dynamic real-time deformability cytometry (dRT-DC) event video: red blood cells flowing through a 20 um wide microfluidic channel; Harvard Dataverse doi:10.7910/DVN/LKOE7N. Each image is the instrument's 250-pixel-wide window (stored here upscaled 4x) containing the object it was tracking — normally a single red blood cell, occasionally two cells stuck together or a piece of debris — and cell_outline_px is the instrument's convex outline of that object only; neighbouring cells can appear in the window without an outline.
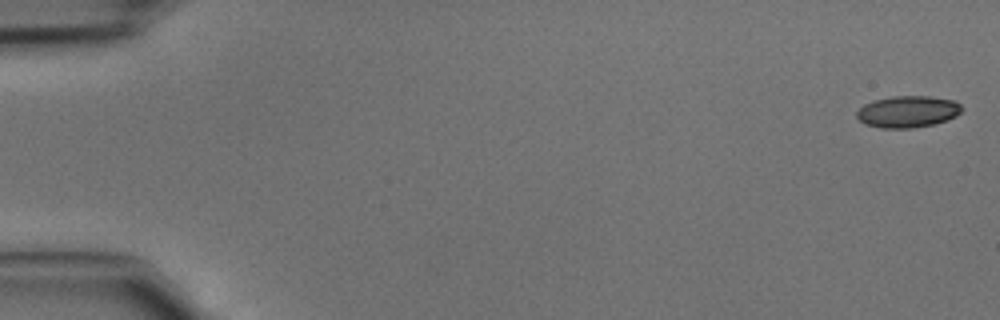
{"species": "common noctule bat (a hibernating species)", "species_latin": "Nyctalus noctula", "temperature_condition": "cold", "stored_images_in_passage": 11, "camera_frame_rate_fps": 3000, "um_per_image_px": 0.085, "animal": {"sex": "male", "body_mass_g": 15.6}, "frame": {"image": 1, "passage_image": 1, "time_ms": 0.0, "image_size_px": [1000, 320], "cell_outline_px": [[964, 108], [956, 116], [948, 120], [932, 124], [912, 128], [880, 128], [864, 124], [856, 116], [856, 112], [864, 104], [876, 100], [892, 96], [928, 96], [956, 100]], "centroid_in_image_um": [77.18, 9.49], "position_along_channel_um": 7.8, "area_um2": 19.48}}